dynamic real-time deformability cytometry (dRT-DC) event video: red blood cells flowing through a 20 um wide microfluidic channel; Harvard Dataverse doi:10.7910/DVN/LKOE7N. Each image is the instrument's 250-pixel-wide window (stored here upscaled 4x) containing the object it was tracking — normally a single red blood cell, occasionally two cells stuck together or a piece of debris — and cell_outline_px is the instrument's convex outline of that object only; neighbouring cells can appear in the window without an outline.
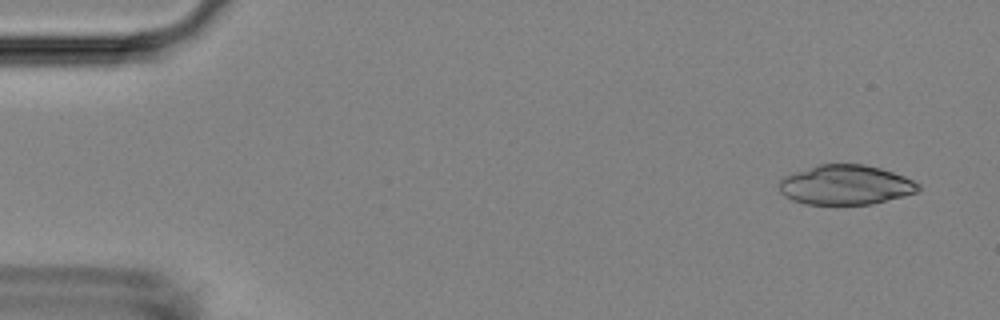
{"species": "Egyptian fruit bat (a non-hibernating species)", "species_latin": "Rousettus aegyptiacus", "temperature_condition": "room temperature", "stored_images_in_passage": 52, "camera_frame_rate_fps": 3000, "um_per_image_px": 0.085, "animal": {"sex": "female"}, "frame": {"image": 1, "passage_image": 3, "time_ms": 0.667, "image_size_px": [1000, 320], "cell_outline_px": [[920, 192], [872, 204], [804, 204], [792, 200], [784, 196], [780, 192], [780, 180], [784, 176], [820, 164], [864, 164], [880, 168], [904, 176], [920, 184]], "centroid_in_image_um": [71.9, 15.72], "position_along_channel_um": 13.1, "area_um2": 32.14}}